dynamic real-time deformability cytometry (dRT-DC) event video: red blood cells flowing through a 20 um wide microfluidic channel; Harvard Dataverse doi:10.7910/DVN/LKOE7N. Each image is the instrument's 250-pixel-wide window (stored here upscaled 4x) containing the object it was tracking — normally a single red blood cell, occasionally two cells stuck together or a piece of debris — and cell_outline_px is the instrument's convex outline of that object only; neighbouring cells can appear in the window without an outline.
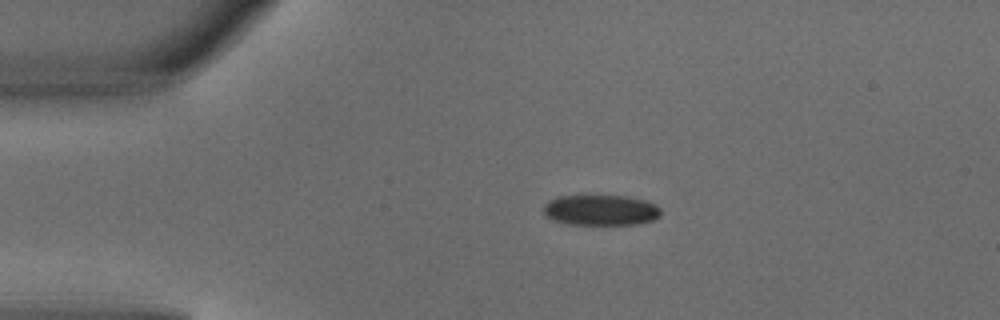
{"species": "common noctule bat (a hibernating species)", "species_latin": "Nyctalus noctula", "temperature_condition": "warm", "stored_images_in_passage": 2, "camera_frame_rate_fps": 3000, "um_per_image_px": 0.085, "animal": {"sex": "male", "body_mass_g": 18.8}, "frame": {"image": 1, "passage_image": 1, "time_ms": 0.0, "image_size_px": [1000, 320], "cell_outline_px": [[660, 216], [652, 220], [640, 224], [568, 224], [552, 220], [544, 212], [544, 204], [548, 200], [556, 196], [584, 192], [596, 192], [628, 196], [644, 200], [656, 204], [660, 208]], "centroid_in_image_um": [51.02, 17.78], "position_along_channel_um": 34.0, "area_um2": 22.14}}